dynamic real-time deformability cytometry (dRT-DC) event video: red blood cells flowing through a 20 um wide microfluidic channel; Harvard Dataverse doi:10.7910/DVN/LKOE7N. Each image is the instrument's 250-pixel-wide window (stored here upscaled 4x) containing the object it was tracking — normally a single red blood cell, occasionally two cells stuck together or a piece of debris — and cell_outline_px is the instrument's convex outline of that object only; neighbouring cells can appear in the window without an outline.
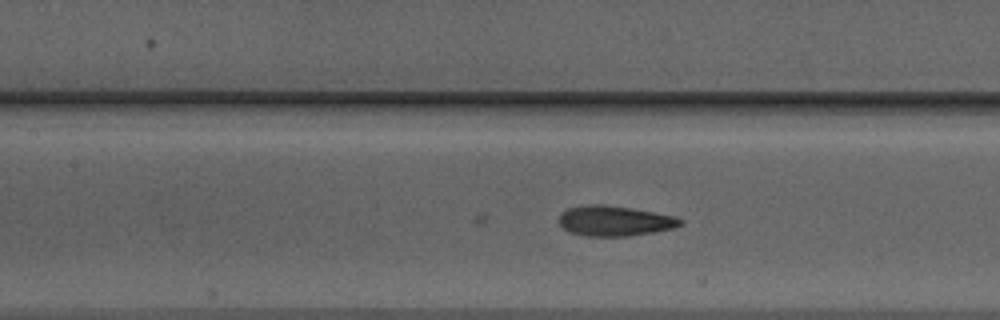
{"species": "Egyptian fruit bat (a non-hibernating species)", "species_latin": "Rousettus aegyptiacus", "temperature_condition": "warm", "stored_images_in_passage": 37, "camera_frame_rate_fps": 3000, "um_per_image_px": 0.085, "animal": {"sex": "male"}, "frame": {"image": 1, "passage_image": 8, "time_ms": 2.333, "image_size_px": [1000, 320], "cell_outline_px": [[684, 224], [676, 228], [628, 236], [588, 236], [568, 232], [560, 224], [560, 212], [568, 208], [588, 204], [604, 204], [632, 208], [676, 216], [684, 220]], "centroid_in_image_um": [52.28, 18.77], "position_along_channel_um": 155.1, "area_um2": 21.56}}
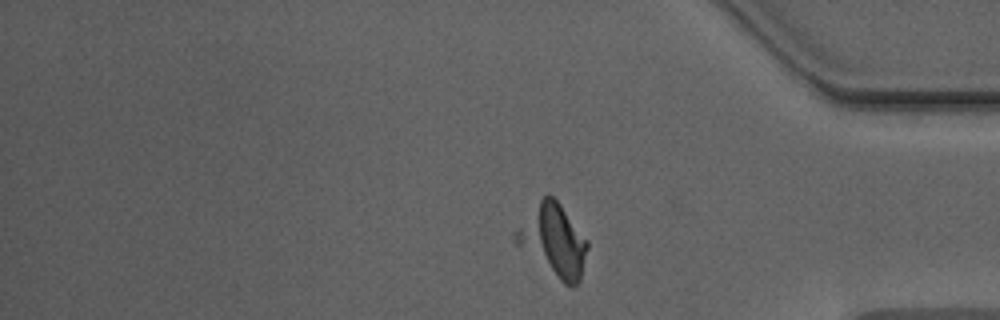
{"frame": {"image": 2, "passage_image": 27, "time_ms": 8.667, "image_size_px": [1000, 320], "cell_outline_px": [[588, 248], [580, 280], [576, 284], [564, 284], [516, 244], [512, 240], [512, 232], [540, 200], [548, 192], [560, 204], [588, 240]], "centroid_in_image_um": [47.02, 20.42], "position_along_channel_um": 388.2, "area_um2": 29.48}}